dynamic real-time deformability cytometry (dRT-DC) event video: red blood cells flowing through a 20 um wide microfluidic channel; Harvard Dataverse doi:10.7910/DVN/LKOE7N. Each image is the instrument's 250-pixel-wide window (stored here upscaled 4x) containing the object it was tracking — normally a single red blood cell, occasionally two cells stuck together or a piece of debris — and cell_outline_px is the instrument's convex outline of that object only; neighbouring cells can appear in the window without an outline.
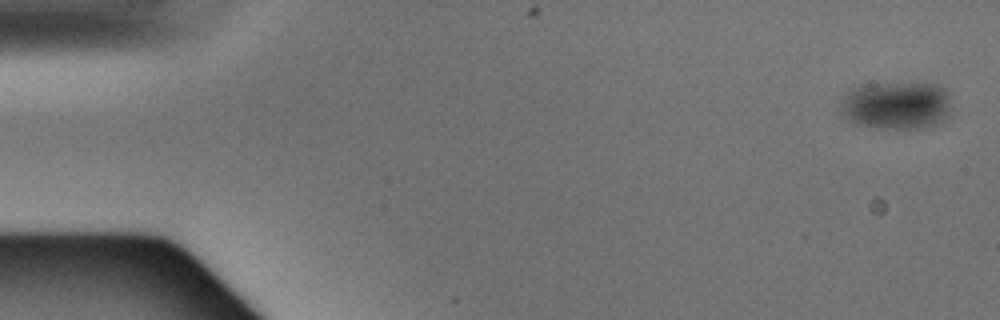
{"species": "Egyptian fruit bat (a non-hibernating species)", "species_latin": "Rousettus aegyptiacus", "temperature_condition": "warm", "stored_images_in_passage": 4, "camera_frame_rate_fps": 3000, "um_per_image_px": 0.085, "animal": {"sex": "male"}, "frame": {"image": 1, "passage_image": 1, "time_ms": 0.0, "image_size_px": [1000, 320], "cell_outline_px": [[948, 112], [940, 120], [924, 128], [880, 128], [856, 124], [844, 116], [840, 112], [840, 96], [844, 92], [860, 84], [936, 84], [944, 92], [948, 100]], "centroid_in_image_um": [76.03, 8.95], "position_along_channel_um": 9.0, "area_um2": 30.4}}
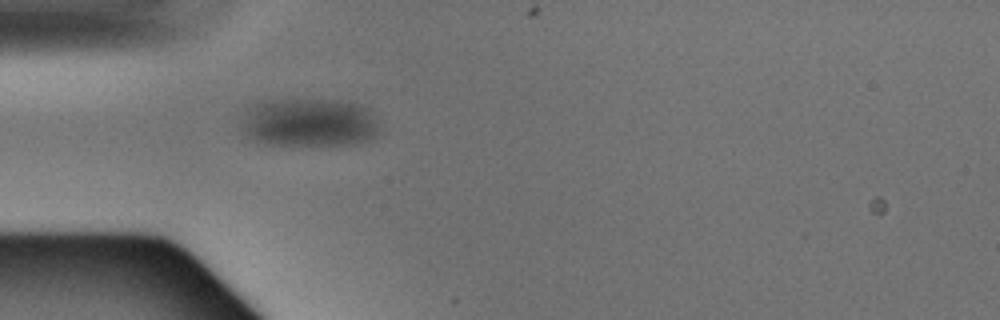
{"frame": {"image": 2, "passage_image": 4, "time_ms": 1.0, "image_size_px": [1000, 320], "cell_outline_px": [[380, 132], [376, 136], [368, 140], [356, 144], [268, 144], [256, 140], [244, 132], [244, 124], [248, 112], [256, 104], [268, 100], [340, 100], [356, 104], [368, 108], [376, 116], [380, 128]], "centroid_in_image_um": [26.42, 10.41], "position_along_channel_um": 58.6, "area_um2": 38.32}}